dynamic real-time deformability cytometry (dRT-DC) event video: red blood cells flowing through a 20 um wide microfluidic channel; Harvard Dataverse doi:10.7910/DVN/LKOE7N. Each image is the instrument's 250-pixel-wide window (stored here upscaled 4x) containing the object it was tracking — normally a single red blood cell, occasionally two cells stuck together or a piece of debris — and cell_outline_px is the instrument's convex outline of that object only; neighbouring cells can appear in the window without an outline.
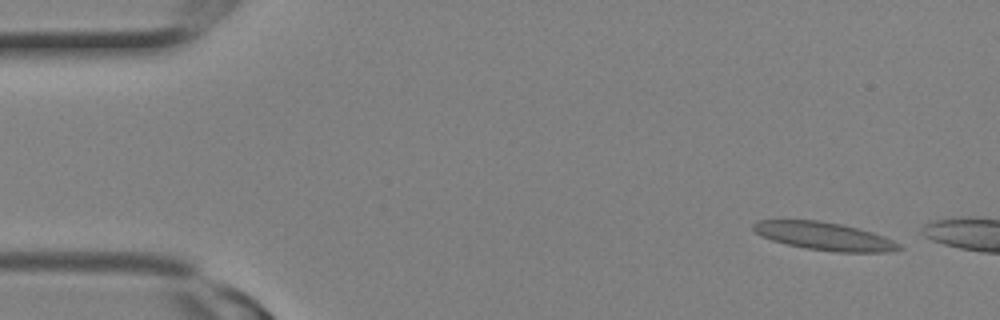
{"species": "Egyptian fruit bat (a non-hibernating species)", "species_latin": "Rousettus aegyptiacus", "temperature_condition": "room temperature", "stored_images_in_passage": 3, "camera_frame_rate_fps": 3000, "um_per_image_px": 0.085, "animal": {"sex": "female"}, "frame": {"image": 1, "passage_image": 1, "time_ms": 0.0, "image_size_px": [1000, 320], "cell_outline_px": [[904, 248], [892, 252], [836, 252], [808, 248], [788, 244], [772, 240], [760, 236], [752, 228], [752, 224], [760, 220], [820, 220], [840, 224], [872, 232], [884, 236], [900, 244]], "centroid_in_image_um": [70.09, 20.08], "position_along_channel_um": 14.9, "area_um2": 23.64}}